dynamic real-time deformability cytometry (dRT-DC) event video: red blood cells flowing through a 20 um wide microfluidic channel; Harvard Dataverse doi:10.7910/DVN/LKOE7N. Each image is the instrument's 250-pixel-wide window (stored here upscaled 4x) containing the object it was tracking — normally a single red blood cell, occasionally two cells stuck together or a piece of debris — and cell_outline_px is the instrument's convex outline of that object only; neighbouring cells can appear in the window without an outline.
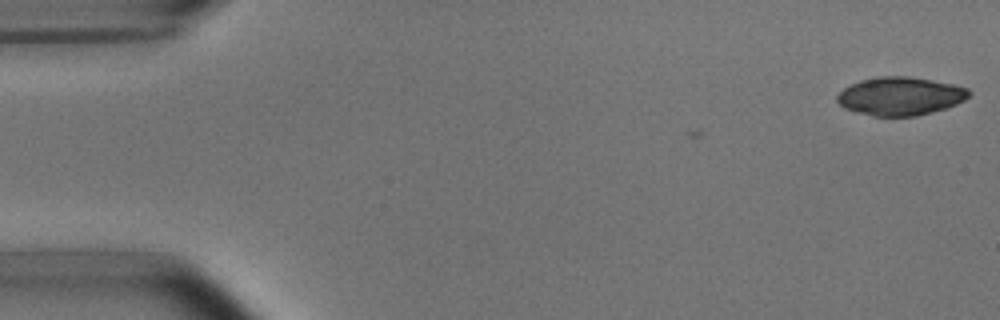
{"species": "common noctule bat (a hibernating species)", "species_latin": "Nyctalus noctula", "temperature_condition": "room temperature", "stored_images_in_passage": 4, "camera_frame_rate_fps": 3000, "um_per_image_px": 0.085, "animal": {"sex": "male", "body_mass_g": 15.6}, "frame": {"image": 1, "passage_image": 1, "time_ms": 0.0, "image_size_px": [1000, 320], "cell_outline_px": [[972, 92], [964, 100], [956, 104], [944, 108], [916, 116], [872, 116], [844, 108], [836, 100], [836, 96], [844, 88], [860, 80], [876, 76], [908, 76], [932, 80], [952, 84], [968, 88]], "centroid_in_image_um": [76.51, 8.16], "position_along_channel_um": 8.5, "area_um2": 29.3}}